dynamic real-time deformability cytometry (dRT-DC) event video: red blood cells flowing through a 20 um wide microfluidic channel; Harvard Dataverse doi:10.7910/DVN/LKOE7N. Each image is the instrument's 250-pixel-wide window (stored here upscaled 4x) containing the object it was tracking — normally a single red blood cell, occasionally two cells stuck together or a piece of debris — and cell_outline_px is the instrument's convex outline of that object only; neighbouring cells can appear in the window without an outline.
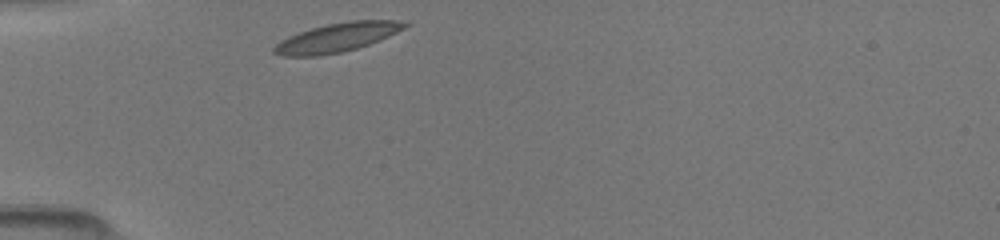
{"species": "common noctule bat (a hibernating species)", "species_latin": "Nyctalus noctula", "temperature_condition": "room temperature", "stored_images_in_passage": 12, "camera_frame_rate_fps": 3000, "um_per_image_px": 0.085, "animal": {"sex": "female", "body_mass_g": 19.5, "forearm_length_mm": 54.1}, "frame": {"image": 1, "passage_image": 1, "time_ms": 0.0, "image_size_px": [1000, 240], "cell_outline_px": [[412, 24], [380, 40], [356, 48], [340, 52], [316, 56], [280, 56], [272, 52], [272, 48], [280, 40], [288, 36], [312, 28], [328, 24], [348, 20], [396, 20]], "centroid_in_image_um": [28.63, 3.18], "position_along_channel_um": 56.4, "area_um2": 21.91}}
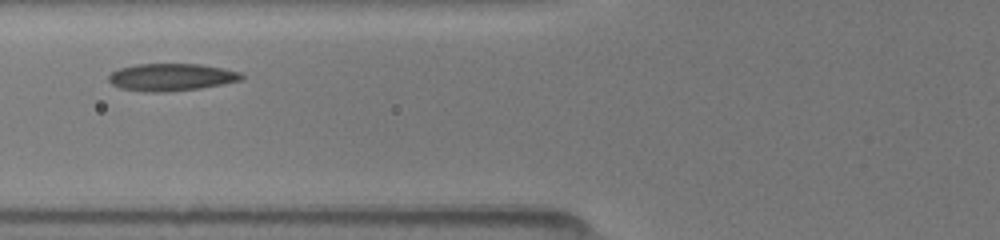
{"frame": {"image": 2, "passage_image": 8, "time_ms": 1.667, "image_size_px": [1000, 240], "cell_outline_px": [[244, 80], [224, 84], [200, 88], [164, 92], [148, 92], [120, 88], [112, 84], [108, 80], [108, 76], [112, 72], [120, 68], [136, 64], [200, 64], [224, 68], [240, 72], [244, 76]], "centroid_in_image_um": [14.59, 6.56], "position_along_channel_um": 111.2, "area_um2": 21.27}}
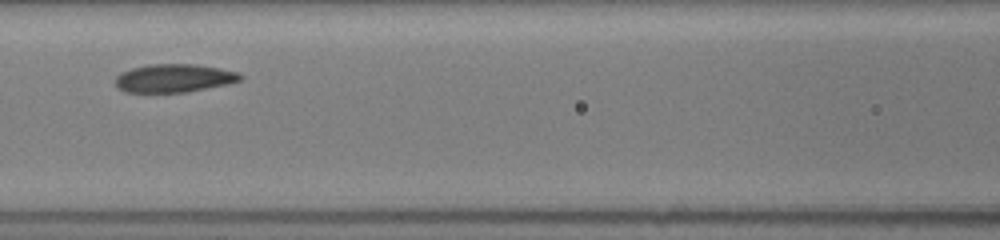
{"frame": {"image": 3, "passage_image": 11, "time_ms": 2.667, "image_size_px": [1000, 240], "cell_outline_px": [[244, 76], [240, 80], [228, 84], [184, 92], [124, 92], [116, 88], [116, 76], [120, 72], [132, 68], [148, 64], [196, 64], [220, 68], [236, 72]], "centroid_in_image_um": [14.76, 6.64], "position_along_channel_um": 151.8, "area_um2": 20.58}}